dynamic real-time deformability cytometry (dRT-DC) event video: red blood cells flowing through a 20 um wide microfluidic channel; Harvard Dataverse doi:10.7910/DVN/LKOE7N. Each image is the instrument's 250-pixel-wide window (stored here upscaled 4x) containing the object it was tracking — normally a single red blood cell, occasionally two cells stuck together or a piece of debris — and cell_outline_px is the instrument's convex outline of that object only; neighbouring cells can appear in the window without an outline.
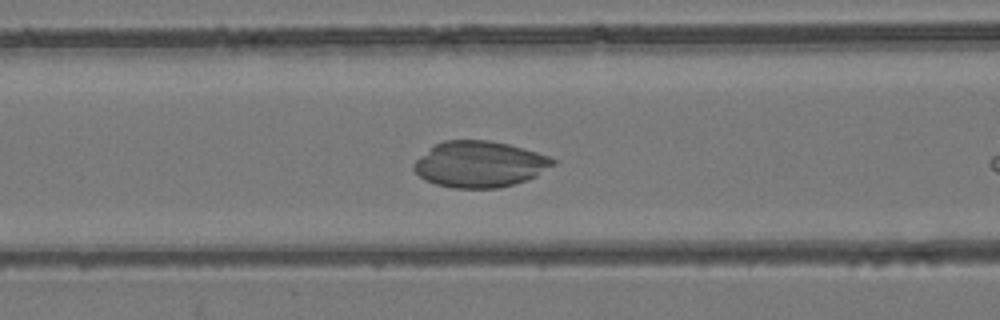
{"species": "common noctule bat (a hibernating species)", "species_latin": "Nyctalus noctula", "temperature_condition": "room temperature", "stored_images_in_passage": 10, "segment_of_instrument_passage": [1, 2], "camera_frame_rate_fps": 3000, "um_per_image_px": 0.085, "animal": {"sex": "female", "body_mass_g": 24.6, "forearm_length_mm": 56.2}, "frame": {"image": 1, "passage_image": 5, "time_ms": 5.667, "image_size_px": [1000, 320], "cell_outline_px": [[556, 164], [536, 176], [500, 188], [452, 188], [436, 184], [424, 180], [412, 168], [412, 164], [432, 144], [444, 140], [488, 140], [508, 144], [536, 152], [548, 156], [556, 160]], "centroid_in_image_um": [40.73, 13.95], "position_along_channel_um": 125.9, "area_um2": 37.45}}